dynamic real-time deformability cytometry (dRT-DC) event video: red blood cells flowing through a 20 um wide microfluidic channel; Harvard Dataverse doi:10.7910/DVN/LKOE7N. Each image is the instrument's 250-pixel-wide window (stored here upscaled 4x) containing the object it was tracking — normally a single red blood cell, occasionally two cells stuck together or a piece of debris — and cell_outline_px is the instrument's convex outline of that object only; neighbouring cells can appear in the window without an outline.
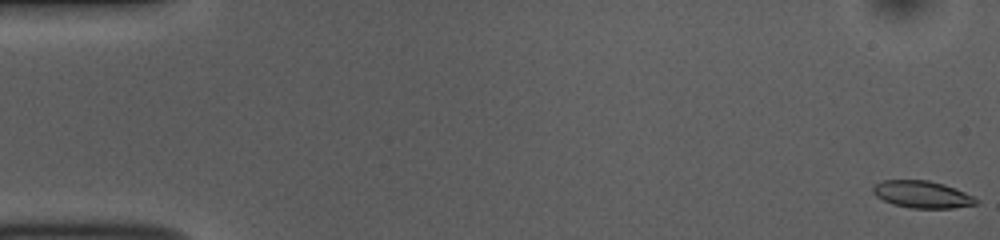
{"species": "common noctule bat (a hibernating species)", "species_latin": "Nyctalus noctula", "temperature_condition": "room temperature", "stored_images_in_passage": 53, "camera_frame_rate_fps": 3000, "um_per_image_px": 0.085, "animal": {"sex": "female", "body_mass_g": 10.0, "forearm_length_mm": 53.1}, "frame": {"image": 1, "passage_image": 1, "time_ms": 0.0, "image_size_px": [1000, 240], "cell_outline_px": [[980, 200], [976, 204], [952, 208], [912, 208], [892, 204], [876, 196], [872, 192], [872, 188], [880, 180], [928, 180], [944, 184], [956, 188]], "centroid_in_image_um": [78.37, 16.52], "position_along_channel_um": 6.6, "area_um2": 16.3}}
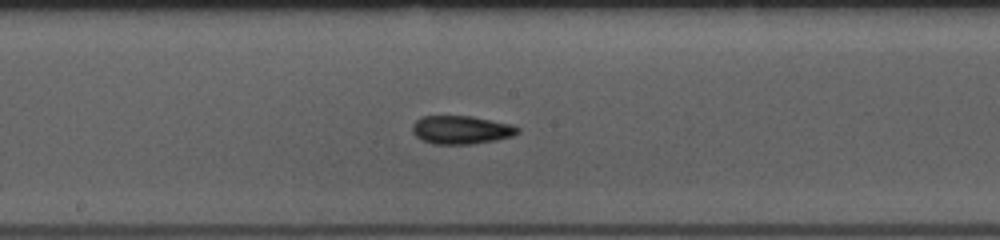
{"frame": {"image": 2, "passage_image": 28, "time_ms": 9.0, "image_size_px": [1000, 240], "cell_outline_px": [[520, 132], [512, 136], [496, 140], [472, 144], [432, 144], [416, 136], [412, 132], [412, 124], [416, 120], [424, 116], [472, 116], [512, 124], [520, 128]], "centroid_in_image_um": [39.22, 11.03], "position_along_channel_um": 209.0, "area_um2": 17.46}}
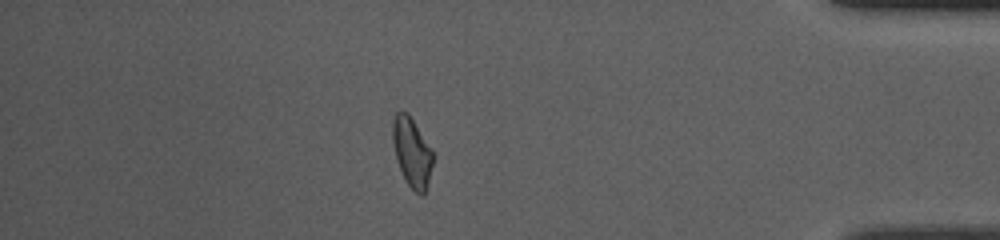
{"frame": {"image": 3, "passage_image": 46, "time_ms": 15.0, "image_size_px": [1000, 240], "cell_outline_px": [[432, 164], [428, 184], [424, 196], [420, 196], [408, 184], [396, 160], [392, 140], [392, 120], [396, 112], [400, 108], [408, 112], [432, 148]], "centroid_in_image_um": [35.0, 12.88], "position_along_channel_um": 400.2, "area_um2": 16.47}, "authors_computed_cell_mechanics": {"area_um2": 16.5886, "velocity_mm_per_s": 3.8262, "shape_relaxation_time_tau1_ms": 9.036, "shape_relaxation_time_tau2_ms": 6.0939, "deformation_change_tau1": 0.1815, "deformation_change_tau2": 0.1382}}